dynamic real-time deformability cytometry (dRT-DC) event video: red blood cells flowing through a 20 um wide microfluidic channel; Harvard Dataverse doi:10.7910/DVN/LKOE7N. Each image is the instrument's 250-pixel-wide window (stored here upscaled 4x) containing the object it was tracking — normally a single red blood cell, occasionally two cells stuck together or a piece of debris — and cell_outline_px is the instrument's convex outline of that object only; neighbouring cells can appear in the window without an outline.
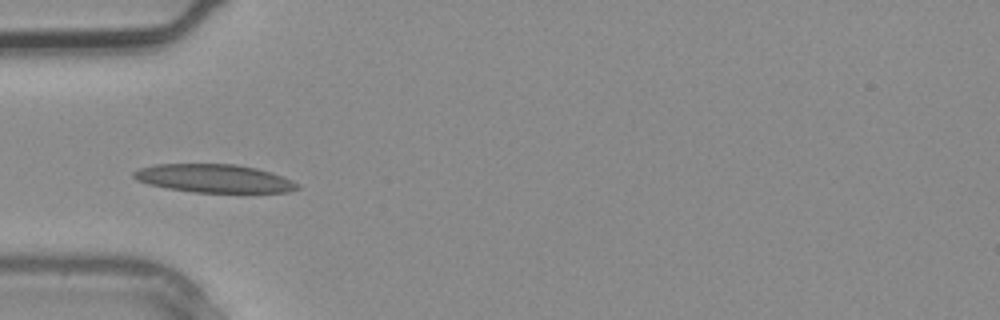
{"species": "common noctule bat (a hibernating species)", "species_latin": "Nyctalus noctula", "temperature_condition": "warm", "stored_images_in_passage": 4, "camera_frame_rate_fps": 3000, "um_per_image_px": 0.085, "animal": {"sex": "male", "body_mass_g": 20.4}, "frame": {"image": 1, "passage_image": 4, "time_ms": 1.0, "image_size_px": [1000, 320], "cell_outline_px": [[300, 188], [288, 192], [192, 192], [168, 188], [148, 184], [136, 180], [132, 176], [132, 172], [140, 168], [156, 164], [236, 164], [256, 168], [272, 172], [292, 180], [300, 184]], "centroid_in_image_um": [18.2, 15.16], "position_along_channel_um": 66.8, "area_um2": 26.99}}